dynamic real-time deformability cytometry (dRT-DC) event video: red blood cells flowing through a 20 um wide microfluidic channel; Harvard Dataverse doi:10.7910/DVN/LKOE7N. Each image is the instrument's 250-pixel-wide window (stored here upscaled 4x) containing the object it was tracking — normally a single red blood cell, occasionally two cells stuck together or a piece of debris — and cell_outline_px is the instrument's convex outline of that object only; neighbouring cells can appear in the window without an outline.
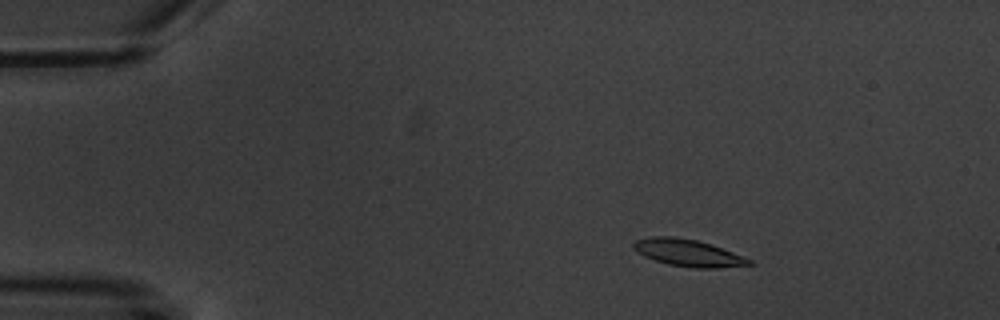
{"species": "common noctule bat (a hibernating species)", "species_latin": "Nyctalus noctula", "temperature_condition": "warm", "stored_images_in_passage": 3, "camera_frame_rate_fps": 3000, "um_per_image_px": 0.085, "animal": {"sex": "male", "body_mass_g": 20.1, "forearm_length_mm": 53.5}, "frame": {"image": 1, "passage_image": 1, "time_ms": 0.0, "image_size_px": [1000, 320], "cell_outline_px": [[756, 264], [716, 268], [692, 268], [668, 264], [644, 256], [636, 252], [632, 248], [632, 244], [636, 240], [652, 236], [676, 236], [696, 240], [712, 244], [752, 260]], "centroid_in_image_um": [58.47, 21.49], "position_along_channel_um": 26.5, "area_um2": 18.26}}